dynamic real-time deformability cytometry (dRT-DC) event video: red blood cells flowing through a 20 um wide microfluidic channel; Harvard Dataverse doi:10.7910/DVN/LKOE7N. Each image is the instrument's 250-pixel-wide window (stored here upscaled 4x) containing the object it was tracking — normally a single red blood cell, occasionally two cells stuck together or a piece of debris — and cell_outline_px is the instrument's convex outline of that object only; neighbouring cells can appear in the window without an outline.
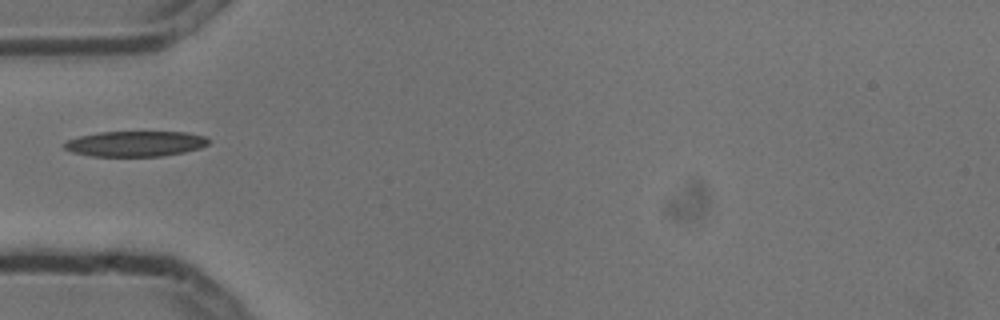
{"species": "common noctule bat (a hibernating species)", "species_latin": "Nyctalus noctula", "temperature_condition": "cold", "stored_images_in_passage": 3, "camera_frame_rate_fps": 3000, "um_per_image_px": 0.085, "animal": {"sex": "male", "body_mass_g": 13.3}, "frame": {"image": 1, "passage_image": 3, "time_ms": 0.667, "image_size_px": [1000, 320], "cell_outline_px": [[212, 140], [208, 144], [200, 148], [184, 152], [164, 156], [92, 156], [72, 152], [64, 148], [60, 144], [68, 140], [80, 136], [100, 132], [184, 132], [204, 136]], "centroid_in_image_um": [11.51, 12.22], "position_along_channel_um": 73.5, "area_um2": 21.44}}